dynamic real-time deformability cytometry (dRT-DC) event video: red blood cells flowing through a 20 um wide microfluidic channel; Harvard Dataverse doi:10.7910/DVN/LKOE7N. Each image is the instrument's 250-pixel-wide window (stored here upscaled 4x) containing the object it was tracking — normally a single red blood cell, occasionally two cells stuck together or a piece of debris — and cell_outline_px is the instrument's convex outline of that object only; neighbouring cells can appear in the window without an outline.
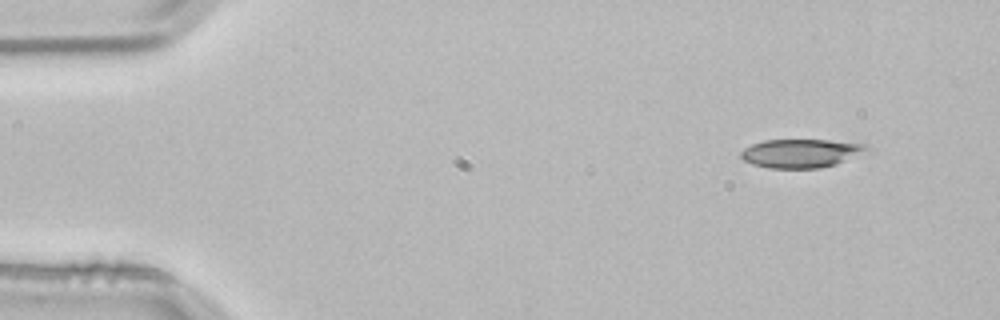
{"species": "common noctule bat (a hibernating species)", "species_latin": "Nyctalus noctula", "temperature_condition": "room temperature", "stored_images_in_passage": 2, "camera_frame_rate_fps": 3000, "um_per_image_px": 0.085, "animal": {"sex": "male", "body_mass_g": 21.5, "forearm_length_mm": 52.0}, "frame": {"image": 1, "passage_image": 1, "time_ms": 0.0, "image_size_px": [1000, 320], "cell_outline_px": [[872, 148], [836, 164], [820, 168], [768, 168], [752, 164], [744, 160], [740, 156], [740, 152], [744, 148], [752, 144], [764, 140], [828, 140], [868, 144]], "centroid_in_image_um": [68.06, 13.02], "position_along_channel_um": 16.9, "area_um2": 20.92}}